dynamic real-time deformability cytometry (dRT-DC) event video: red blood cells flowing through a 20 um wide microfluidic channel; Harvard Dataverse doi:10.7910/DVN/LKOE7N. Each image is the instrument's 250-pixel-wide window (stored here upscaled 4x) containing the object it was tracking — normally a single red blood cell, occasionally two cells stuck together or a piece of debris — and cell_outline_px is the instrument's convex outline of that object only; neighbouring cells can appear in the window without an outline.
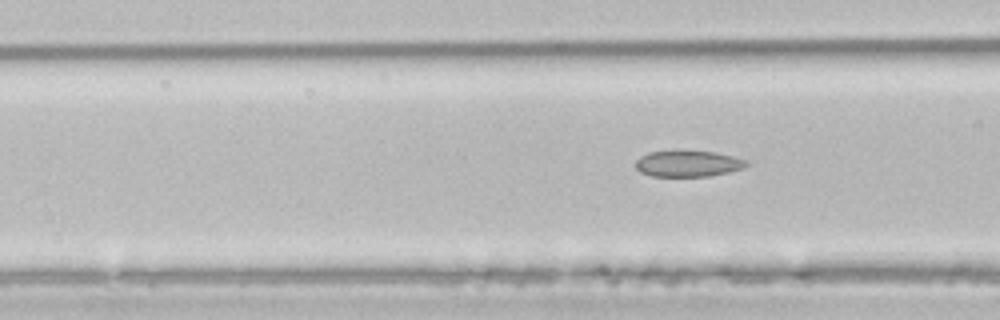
{"species": "common noctule bat (a hibernating species)", "species_latin": "Nyctalus noctula", "temperature_condition": "room temperature", "stored_images_in_passage": 4, "camera_frame_rate_fps": 3000, "um_per_image_px": 0.085, "animal": {"sex": "male", "body_mass_g": 21.5, "forearm_length_mm": 52.0}, "frame": {"image": 1, "passage_image": 4, "time_ms": 4.333, "image_size_px": [1000, 320], "cell_outline_px": [[748, 164], [740, 168], [728, 172], [708, 176], [652, 176], [640, 172], [636, 168], [636, 160], [640, 156], [648, 152], [672, 148], [680, 148], [716, 152], [748, 160]], "centroid_in_image_um": [58.42, 13.85], "position_along_channel_um": 108.2, "area_um2": 17.57}}